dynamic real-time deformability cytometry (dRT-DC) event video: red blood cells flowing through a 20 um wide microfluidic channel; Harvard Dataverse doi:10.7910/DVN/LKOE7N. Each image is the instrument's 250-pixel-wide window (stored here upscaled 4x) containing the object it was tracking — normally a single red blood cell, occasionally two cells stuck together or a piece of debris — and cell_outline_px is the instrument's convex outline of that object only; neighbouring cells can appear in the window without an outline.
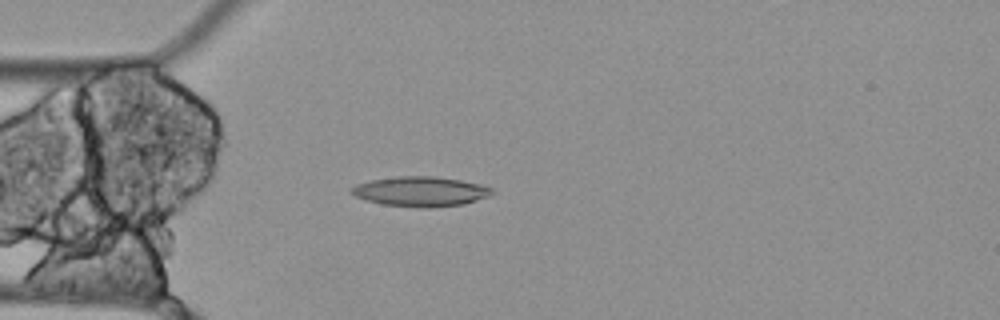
{"species": "Egyptian fruit bat (a non-hibernating species)", "species_latin": "Rousettus aegyptiacus", "temperature_condition": "cold", "stored_images_in_passage": 47, "camera_frame_rate_fps": 3000, "um_per_image_px": 0.085, "animal": {"sex": "female"}, "frame": {"image": 1, "passage_image": 6, "time_ms": 1.667, "image_size_px": [1000, 320], "cell_outline_px": [[496, 192], [492, 196], [464, 204], [428, 208], [420, 208], [380, 204], [356, 196], [352, 192], [352, 188], [356, 184], [372, 180], [400, 176], [432, 176], [460, 180], [480, 184], [492, 188]], "centroid_in_image_um": [35.82, 16.28], "position_along_channel_um": 49.2, "area_um2": 24.45}}
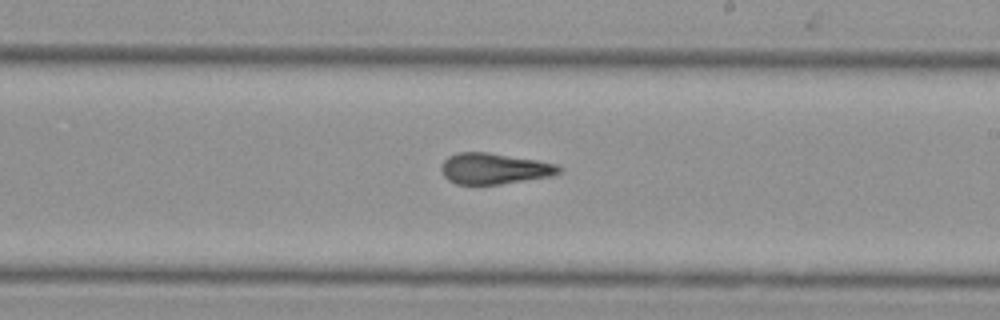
{"frame": {"image": 2, "passage_image": 23, "time_ms": 7.333, "image_size_px": [1000, 320], "cell_outline_px": [[560, 172], [552, 176], [500, 184], [456, 184], [448, 180], [444, 176], [440, 168], [440, 164], [448, 156], [456, 152], [488, 152], [536, 160], [556, 164], [560, 168]], "centroid_in_image_um": [41.95, 14.33], "position_along_channel_um": 247.0, "area_um2": 21.21}}
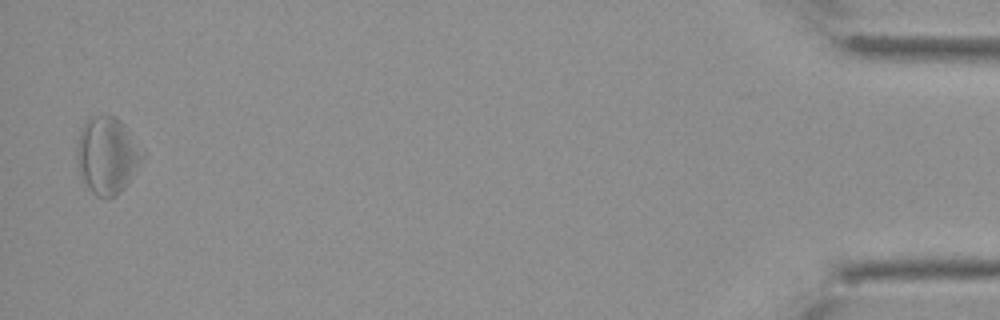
{"frame": {"image": 3, "passage_image": 46, "time_ms": 15.0, "image_size_px": [1000, 320], "cell_outline_px": [[144, 160], [124, 188], [116, 196], [108, 200], [104, 200], [96, 196], [88, 188], [80, 172], [76, 152], [76, 148], [80, 128], [84, 120], [92, 116], [112, 116], [120, 120], [128, 128], [144, 152]], "centroid_in_image_um": [9.12, 13.22], "position_along_channel_um": 426.1, "area_um2": 29.77}, "authors_computed_cell_mechanics": {"area_um2": 22.7154, "velocity_mm_per_s": 3.4757, "shape_relaxation_time_tau1_ms": null, "shape_relaxation_time_tau2_ms": 3.8244, "deformation_change_tau1": null, "deformation_change_tau2": 0.1219}}